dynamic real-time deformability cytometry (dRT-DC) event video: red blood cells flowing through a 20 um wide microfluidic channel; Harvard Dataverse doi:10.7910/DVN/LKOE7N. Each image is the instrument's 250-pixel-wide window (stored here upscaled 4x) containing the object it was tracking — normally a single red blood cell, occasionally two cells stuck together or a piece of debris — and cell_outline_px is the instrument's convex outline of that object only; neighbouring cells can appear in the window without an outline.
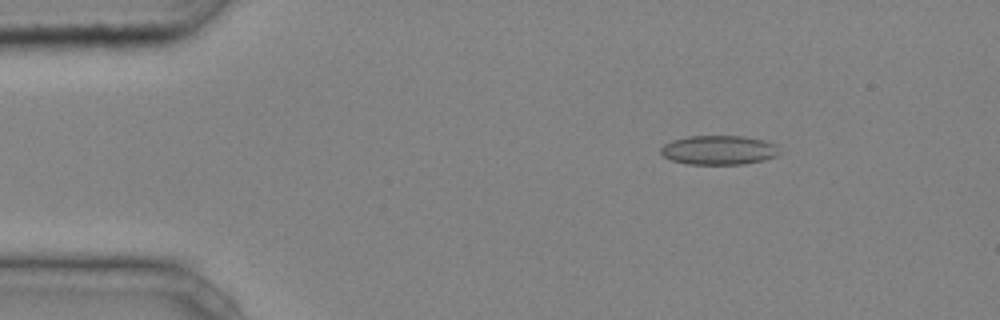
{"species": "common noctule bat (a hibernating species)", "species_latin": "Nyctalus noctula", "temperature_condition": "cold", "stored_images_in_passage": 44, "camera_frame_rate_fps": 3000, "um_per_image_px": 0.085, "animal": {"sex": "male", "body_mass_g": 20.4}, "frame": {"image": 1, "passage_image": 7, "time_ms": 2.0, "image_size_px": [1000, 320], "cell_outline_px": [[780, 152], [776, 156], [764, 160], [744, 164], [688, 164], [672, 160], [664, 156], [660, 152], [660, 148], [664, 144], [672, 140], [688, 136], [744, 136], [764, 140], [776, 144]], "centroid_in_image_um": [61.11, 12.75], "position_along_channel_um": 23.9, "area_um2": 20.29}}
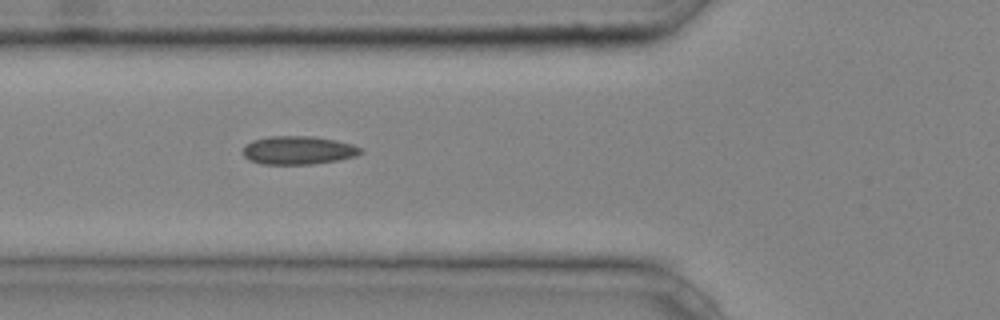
{"frame": {"image": 2, "passage_image": 17, "time_ms": 5.333, "image_size_px": [1000, 320], "cell_outline_px": [[364, 152], [356, 156], [336, 160], [312, 164], [260, 164], [248, 160], [244, 156], [244, 144], [252, 140], [268, 136], [312, 136], [336, 140], [352, 144], [360, 148]], "centroid_in_image_um": [25.32, 12.77], "position_along_channel_um": 100.5, "area_um2": 19.54}}
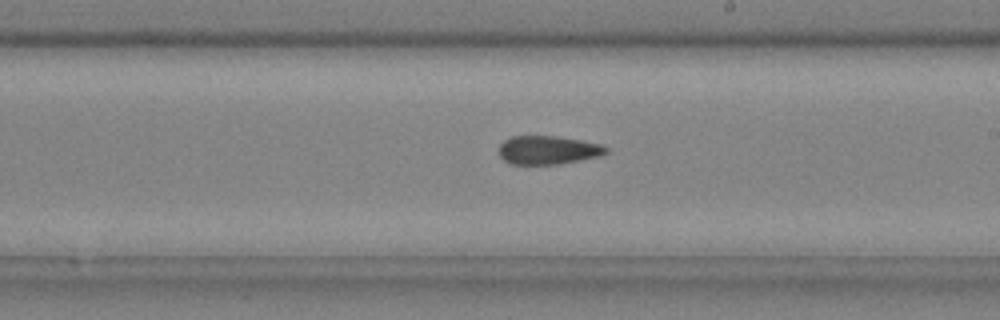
{"frame": {"image": 3, "passage_image": 27, "time_ms": 8.667, "image_size_px": [1000, 320], "cell_outline_px": [[608, 152], [596, 156], [560, 164], [508, 164], [500, 156], [500, 144], [504, 140], [512, 136], [556, 136], [580, 140], [600, 144], [608, 148]], "centroid_in_image_um": [46.54, 12.75], "position_along_channel_um": 242.5, "area_um2": 17.63}, "authors_computed_cell_mechanics": {"area_um2": 18.6405, "velocity_mm_per_s": 4.2528, "shape_relaxation_time_tau1_ms": null, "shape_relaxation_time_tau2_ms": 2.4377, "deformation_change_tau1": null, "deformation_change_tau2": 0.0953}}